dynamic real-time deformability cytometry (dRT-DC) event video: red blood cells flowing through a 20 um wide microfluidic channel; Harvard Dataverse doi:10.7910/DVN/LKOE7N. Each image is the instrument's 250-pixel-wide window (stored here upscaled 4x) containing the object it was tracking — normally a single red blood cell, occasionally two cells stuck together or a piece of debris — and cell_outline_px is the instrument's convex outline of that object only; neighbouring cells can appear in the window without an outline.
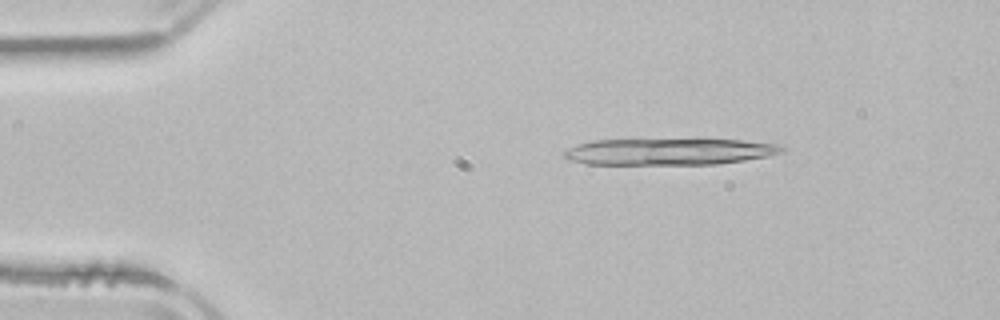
{"species": "common noctule bat (a hibernating species)", "species_latin": "Nyctalus noctula", "temperature_condition": "room temperature", "stored_images_in_passage": 12, "camera_frame_rate_fps": 3000, "um_per_image_px": 0.085, "animal": {"sex": "male", "body_mass_g": 21.5, "forearm_length_mm": 52.0}, "frame": {"image": 1, "passage_image": 7, "time_ms": 2.0, "image_size_px": [1000, 320], "cell_outline_px": [[784, 152], [768, 156], [744, 160], [716, 164], [584, 164], [568, 160], [564, 156], [564, 152], [568, 148], [592, 140], [740, 140], [780, 144], [784, 148]], "centroid_in_image_um": [56.88, 12.9], "position_along_channel_um": 28.1, "area_um2": 33.41}}